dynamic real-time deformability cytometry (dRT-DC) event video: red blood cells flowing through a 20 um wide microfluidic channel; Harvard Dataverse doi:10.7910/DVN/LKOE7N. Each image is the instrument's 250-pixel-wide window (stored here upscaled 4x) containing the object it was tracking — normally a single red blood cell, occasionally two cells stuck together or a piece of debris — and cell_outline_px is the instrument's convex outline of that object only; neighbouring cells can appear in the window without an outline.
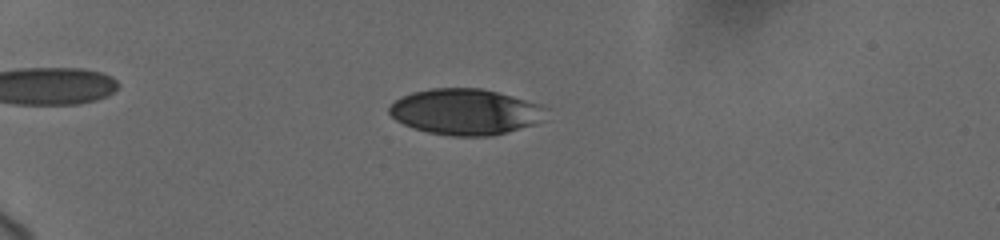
{"species": "human", "species_latin": "Homo sapiens", "temperature_condition": "cold", "stored_images_in_passage": 42, "camera_frame_rate_fps": 3000, "um_per_image_px": 0.085, "donor": {"sex": "female"}, "frame": {"image": 1, "passage_image": 27, "time_ms": 6.0, "image_size_px": [1000, 240], "cell_outline_px": [[548, 108], [544, 120], [536, 124], [508, 132], [492, 136], [452, 136], [428, 132], [412, 128], [396, 120], [388, 112], [388, 108], [396, 100], [412, 92], [432, 88], [480, 88], [496, 92], [524, 100]], "centroid_in_image_um": [39.56, 9.52], "position_along_channel_um": 45.4, "area_um2": 41.85}}
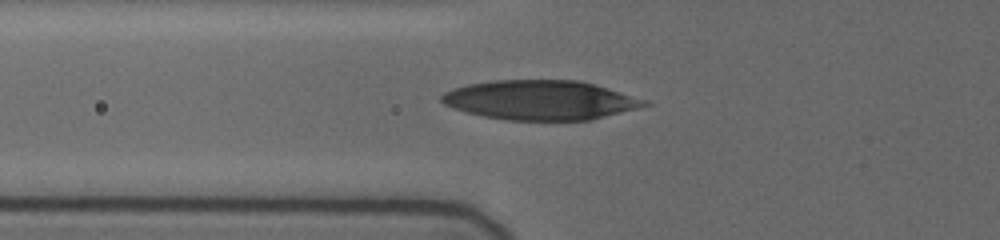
{"frame": {"image": 2, "passage_image": 39, "time_ms": 8.333, "image_size_px": [1000, 240], "cell_outline_px": [[652, 104], [640, 108], [592, 120], [504, 120], [484, 116], [468, 112], [444, 104], [440, 100], [440, 96], [444, 92], [468, 84], [492, 80], [580, 80], [596, 84], [648, 100]], "centroid_in_image_um": [46.0, 8.5], "position_along_channel_um": 79.8, "area_um2": 46.88}}